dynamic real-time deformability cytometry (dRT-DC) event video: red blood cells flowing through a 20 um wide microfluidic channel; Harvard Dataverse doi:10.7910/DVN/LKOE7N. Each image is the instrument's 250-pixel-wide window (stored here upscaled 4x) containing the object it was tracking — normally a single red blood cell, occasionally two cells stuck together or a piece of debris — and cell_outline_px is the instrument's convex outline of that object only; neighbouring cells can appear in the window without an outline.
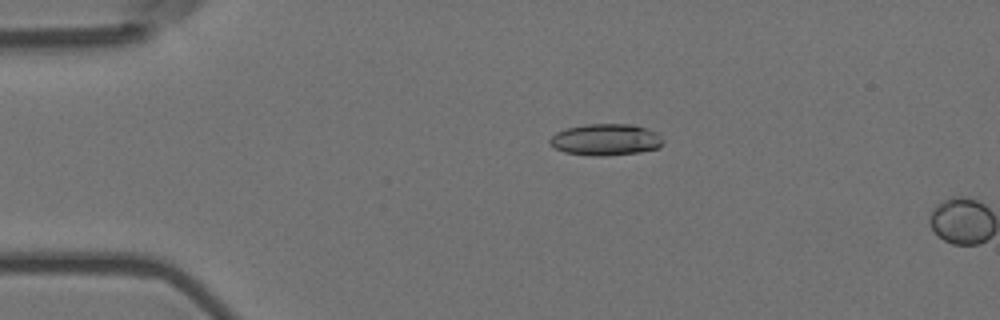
{"species": "Egyptian fruit bat (a non-hibernating species)", "species_latin": "Rousettus aegyptiacus", "temperature_condition": "room temperature", "stored_images_in_passage": 5, "camera_frame_rate_fps": 3000, "um_per_image_px": 0.085, "animal": {"sex": "female"}, "frame": {"image": 1, "passage_image": 4, "time_ms": 1.0, "image_size_px": [1000, 320], "cell_outline_px": [[664, 140], [660, 148], [640, 152], [604, 156], [596, 156], [564, 152], [548, 144], [548, 140], [556, 132], [568, 128], [584, 124], [636, 124], [656, 132]], "centroid_in_image_um": [51.5, 11.87], "position_along_channel_um": 33.5, "area_um2": 20.98}}